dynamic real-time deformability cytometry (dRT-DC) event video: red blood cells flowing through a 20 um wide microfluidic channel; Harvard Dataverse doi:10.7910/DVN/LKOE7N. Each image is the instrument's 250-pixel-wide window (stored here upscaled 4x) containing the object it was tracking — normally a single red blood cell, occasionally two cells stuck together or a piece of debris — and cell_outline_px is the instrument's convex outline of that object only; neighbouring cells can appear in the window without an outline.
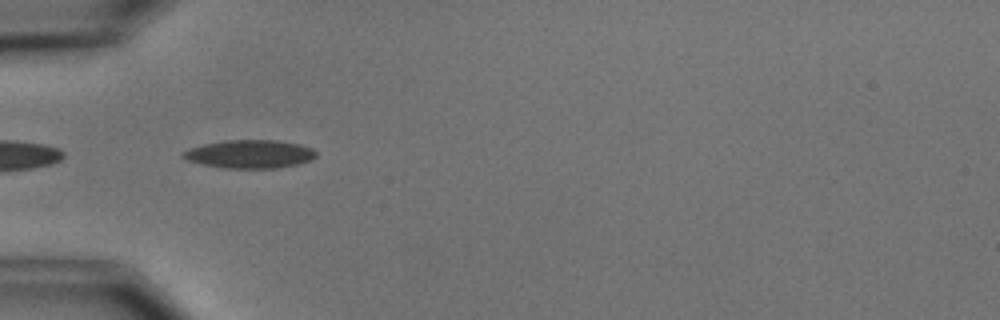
{"species": "common noctule bat (a hibernating species)", "species_latin": "Nyctalus noctula", "temperature_condition": "cold", "stored_images_in_passage": 5, "camera_frame_rate_fps": 3000, "um_per_image_px": 0.085, "animal": {"sex": "male", "body_mass_g": 15.6}, "frame": {"image": 1, "passage_image": 4, "time_ms": 3.667, "image_size_px": [1000, 320], "cell_outline_px": [[316, 156], [312, 160], [300, 164], [276, 168], [224, 168], [200, 164], [188, 160], [180, 156], [180, 152], [188, 148], [204, 144], [224, 140], [276, 140], [300, 144], [312, 148], [316, 152]], "centroid_in_image_um": [21.21, 13.09], "position_along_channel_um": 63.8, "area_um2": 22.2}}